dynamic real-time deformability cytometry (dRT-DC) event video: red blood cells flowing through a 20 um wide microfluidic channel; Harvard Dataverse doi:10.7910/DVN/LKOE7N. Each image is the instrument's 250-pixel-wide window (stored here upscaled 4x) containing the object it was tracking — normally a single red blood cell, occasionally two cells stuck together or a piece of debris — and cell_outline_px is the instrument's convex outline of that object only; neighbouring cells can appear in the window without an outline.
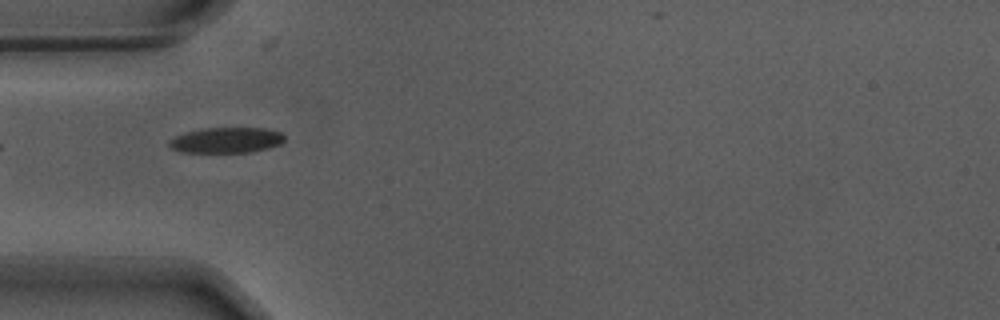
{"species": "Egyptian fruit bat (a non-hibernating species)", "species_latin": "Rousettus aegyptiacus", "temperature_condition": "warm", "stored_images_in_passage": 35, "camera_frame_rate_fps": 3000, "um_per_image_px": 0.085, "animal": {"sex": "male"}, "frame": {"image": 1, "passage_image": 1, "time_ms": 0.0, "image_size_px": [1000, 320], "cell_outline_px": [[284, 140], [280, 144], [268, 148], [252, 152], [184, 152], [172, 148], [168, 144], [168, 140], [176, 136], [188, 132], [204, 128], [264, 128], [280, 132], [284, 136]], "centroid_in_image_um": [19.26, 11.91], "position_along_channel_um": 65.7, "area_um2": 16.99}}
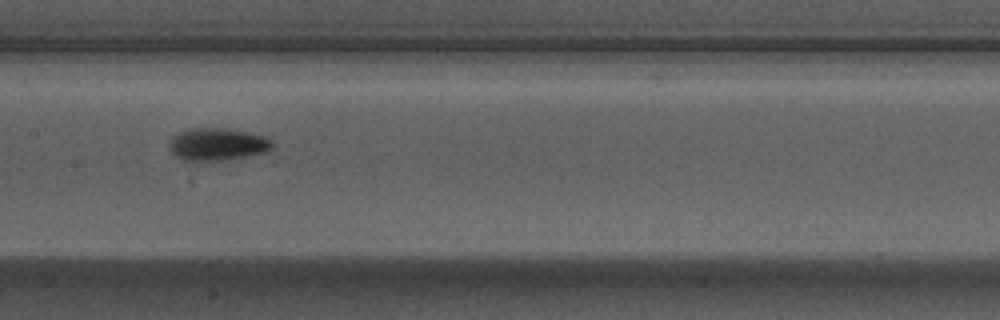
{"frame": {"image": 2, "passage_image": 11, "time_ms": 3.333, "image_size_px": [1000, 320], "cell_outline_px": [[272, 148], [264, 152], [224, 160], [184, 160], [176, 156], [168, 148], [168, 144], [172, 136], [188, 128], [224, 128], [264, 136], [272, 140]], "centroid_in_image_um": [18.42, 12.25], "position_along_channel_um": 189.0, "area_um2": 19.19}}
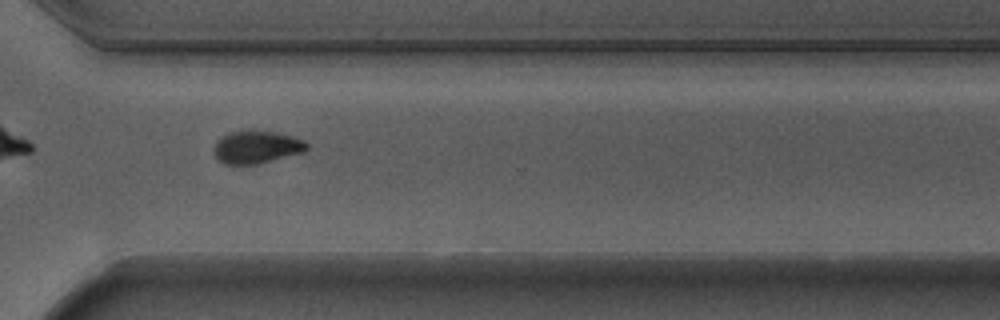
{"frame": {"image": 3, "passage_image": 24, "time_ms": 7.667, "image_size_px": [1000, 320], "cell_outline_px": [[308, 148], [304, 152], [256, 164], [224, 164], [216, 156], [212, 148], [216, 140], [232, 132], [276, 132], [292, 136], [304, 140], [308, 144]], "centroid_in_image_um": [21.82, 12.52], "position_along_channel_um": 348.8, "area_um2": 17.28}, "authors_computed_cell_mechanics": {"area_um2": 17.6868, "velocity_mm_per_s": 3.6902, "shape_relaxation_time_tau1_ms": 2.4617, "shape_relaxation_time_tau2_ms": 0.875, "deformation_change_tau1": 0.1315, "deformation_change_tau2": 0.0453}}